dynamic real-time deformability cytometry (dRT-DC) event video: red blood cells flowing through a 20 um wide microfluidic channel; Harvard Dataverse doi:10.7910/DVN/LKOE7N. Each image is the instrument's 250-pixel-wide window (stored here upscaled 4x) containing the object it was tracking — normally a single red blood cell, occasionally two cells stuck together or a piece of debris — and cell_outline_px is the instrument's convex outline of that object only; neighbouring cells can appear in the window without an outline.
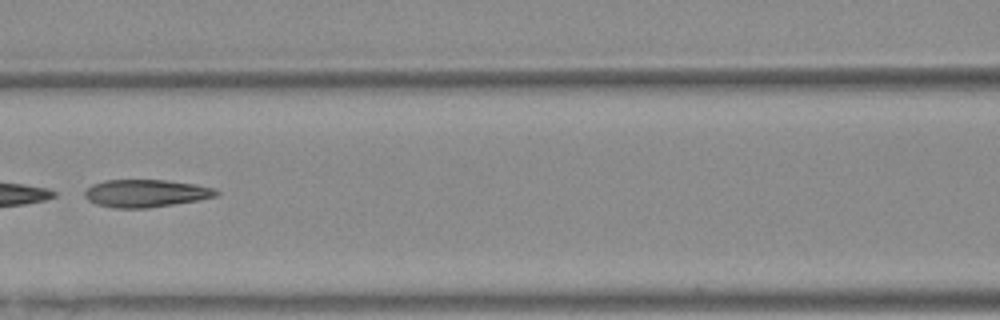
{"species": "Egyptian fruit bat (a non-hibernating species)", "species_latin": "Rousettus aegyptiacus", "temperature_condition": "warm", "stored_images_in_passage": 35, "camera_frame_rate_fps": 3000, "um_per_image_px": 0.085, "animal": {"sex": "female"}, "frame": {"image": 1, "passage_image": 11, "time_ms": 3.333, "image_size_px": [1000, 320], "cell_outline_px": [[220, 192], [216, 196], [196, 200], [148, 208], [112, 208], [96, 204], [88, 200], [84, 196], [84, 192], [92, 184], [104, 180], [164, 180], [192, 184], [216, 188]], "centroid_in_image_um": [12.35, 16.43], "position_along_channel_um": 154.2, "area_um2": 21.04}}
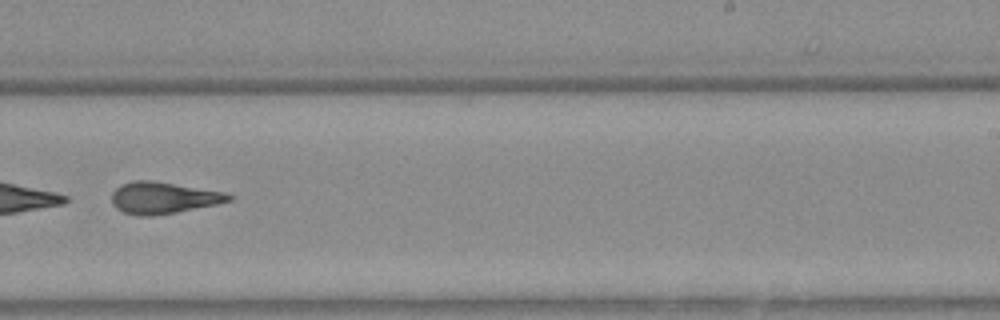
{"frame": {"image": 2, "passage_image": 20, "time_ms": 6.333, "image_size_px": [1000, 320], "cell_outline_px": [[232, 200], [216, 204], [152, 216], [140, 216], [124, 212], [116, 208], [112, 204], [112, 192], [120, 184], [132, 180], [152, 180], [228, 192], [232, 196]], "centroid_in_image_um": [13.86, 16.79], "position_along_channel_um": 275.1, "area_um2": 21.62}}